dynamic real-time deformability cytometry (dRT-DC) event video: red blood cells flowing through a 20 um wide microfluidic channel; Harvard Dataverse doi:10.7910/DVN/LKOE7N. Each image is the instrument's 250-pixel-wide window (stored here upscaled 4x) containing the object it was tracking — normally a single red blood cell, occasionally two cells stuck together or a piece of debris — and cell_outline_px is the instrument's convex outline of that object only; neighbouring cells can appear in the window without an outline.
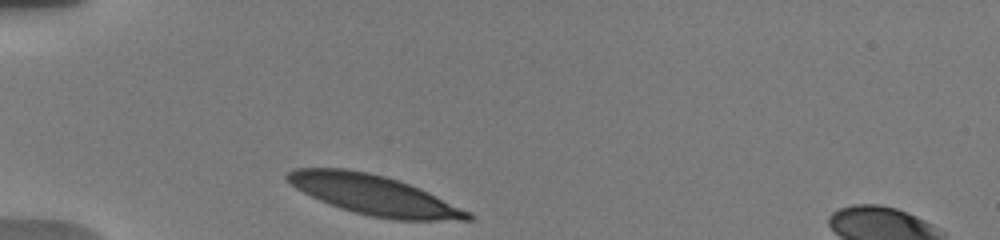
{"species": "human", "species_latin": "Homo sapiens", "temperature_condition": "warm", "stored_images_in_passage": 4, "camera_frame_rate_fps": 3000, "um_per_image_px": 0.085, "donor": {"sex": "male"}, "frame": {"image": 1, "passage_image": 1, "time_ms": 0.0, "image_size_px": [1000, 240], "cell_outline_px": [[476, 220], [396, 220], [372, 216], [340, 208], [328, 204], [296, 188], [284, 180], [284, 176], [288, 172], [296, 168], [344, 168], [368, 172], [384, 176], [408, 184], [428, 192], [472, 212], [476, 216]], "centroid_in_image_um": [31.8, 16.58], "position_along_channel_um": 53.2, "area_um2": 41.62}}
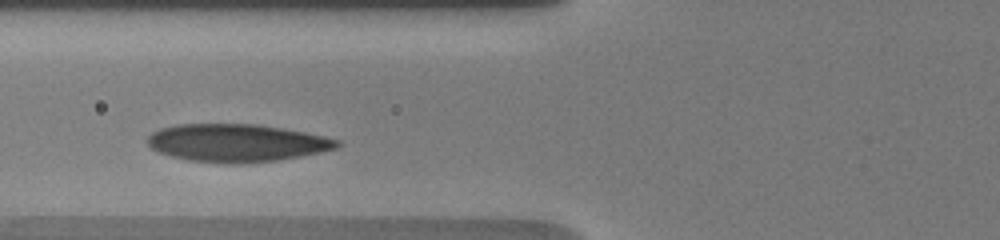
{"frame": {"image": 2, "passage_image": 3, "time_ms": 2.0, "image_size_px": [1000, 240], "cell_outline_px": [[344, 144], [336, 148], [320, 152], [300, 156], [276, 160], [240, 164], [236, 164], [188, 160], [172, 156], [160, 152], [152, 148], [148, 144], [148, 136], [152, 132], [160, 128], [176, 124], [260, 124], [284, 128], [324, 136], [340, 140]], "centroid_in_image_um": [20.15, 12.14], "position_along_channel_um": 105.7, "area_um2": 41.73}}